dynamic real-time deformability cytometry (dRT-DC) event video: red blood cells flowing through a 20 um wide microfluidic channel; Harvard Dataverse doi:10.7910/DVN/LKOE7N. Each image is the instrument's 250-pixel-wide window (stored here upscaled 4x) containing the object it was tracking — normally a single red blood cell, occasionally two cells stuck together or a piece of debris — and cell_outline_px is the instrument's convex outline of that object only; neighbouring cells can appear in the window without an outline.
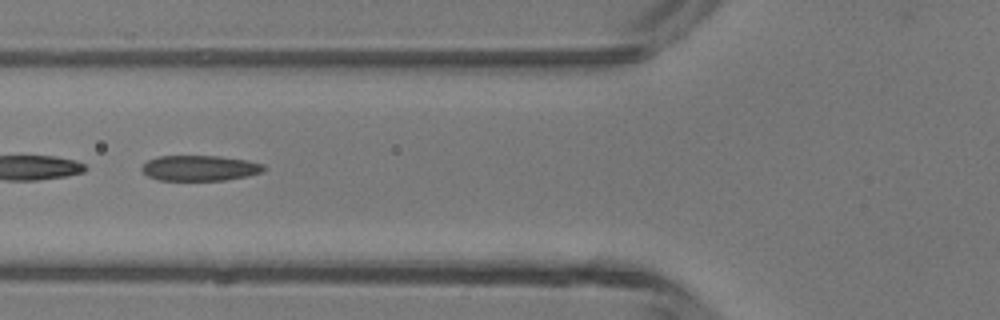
{"species": "common noctule bat (a hibernating species)", "species_latin": "Nyctalus noctula", "temperature_condition": "room temperature", "stored_images_in_passage": 39, "segment_of_instrument_passage": [2, 2], "camera_frame_rate_fps": 3000, "um_per_image_px": 0.085, "animal": {"sex": "male", "body_mass_g": 13.3}, "frame": {"image": 1, "passage_image": 11, "time_ms": 3.333, "image_size_px": [1000, 320], "cell_outline_px": [[264, 168], [260, 172], [248, 176], [224, 180], [160, 180], [148, 176], [140, 168], [148, 160], [160, 156], [216, 156], [244, 160], [264, 164]], "centroid_in_image_um": [16.95, 14.29], "position_along_channel_um": 108.8, "area_um2": 17.8}}
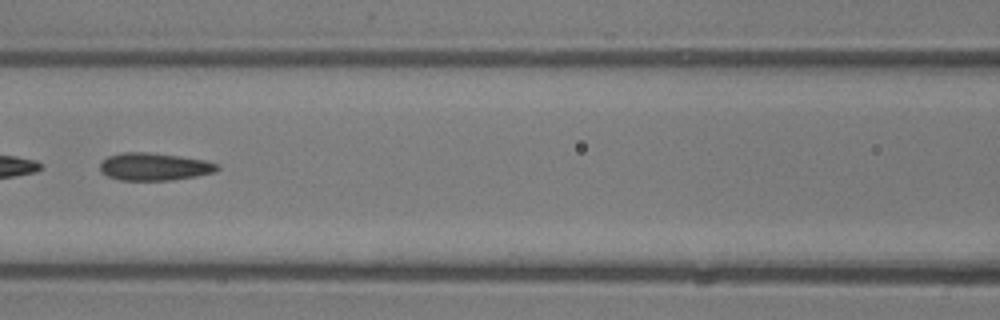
{"frame": {"image": 2, "passage_image": 14, "time_ms": 4.333, "image_size_px": [1000, 320], "cell_outline_px": [[220, 168], [216, 172], [196, 176], [172, 180], [120, 180], [108, 176], [100, 172], [100, 164], [108, 156], [120, 152], [148, 152], [180, 156], [204, 160], [220, 164]], "centroid_in_image_um": [13.13, 14.16], "position_along_channel_um": 153.5, "area_um2": 18.96}}